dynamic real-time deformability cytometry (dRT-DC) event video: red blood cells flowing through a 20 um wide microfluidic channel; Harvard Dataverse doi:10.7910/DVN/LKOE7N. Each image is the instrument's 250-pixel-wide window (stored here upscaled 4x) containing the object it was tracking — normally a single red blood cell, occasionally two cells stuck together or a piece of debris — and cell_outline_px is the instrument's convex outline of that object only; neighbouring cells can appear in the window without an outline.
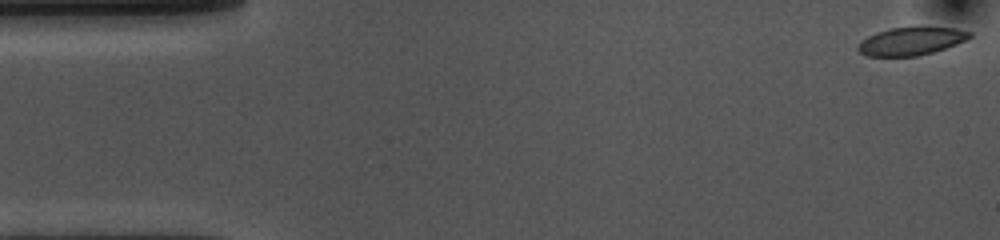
{"species": "common noctule bat (a hibernating species)", "species_latin": "Nyctalus noctula", "temperature_condition": "cold", "stored_images_in_passage": 54, "camera_frame_rate_fps": 3000, "um_per_image_px": 0.085, "animal": {"sex": "female", "body_mass_g": 10.0, "forearm_length_mm": 53.1}, "frame": {"image": 1, "passage_image": 1, "time_ms": 0.0, "image_size_px": [1000, 240], "cell_outline_px": [[972, 36], [956, 44], [932, 52], [916, 56], [868, 56], [860, 52], [856, 48], [856, 44], [860, 40], [876, 32], [888, 28], [956, 28], [972, 32]], "centroid_in_image_um": [77.38, 3.51], "position_along_channel_um": 7.6, "area_um2": 17.98}}
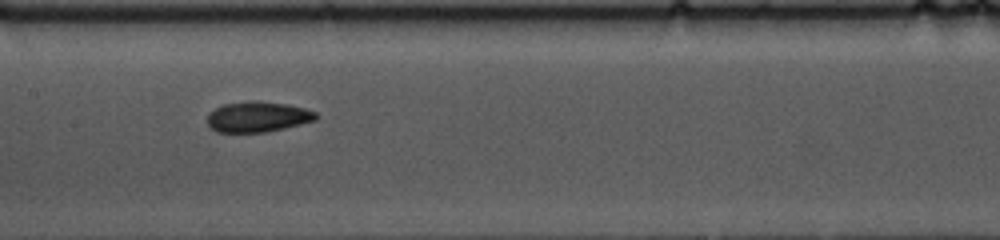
{"frame": {"image": 2, "passage_image": 25, "time_ms": 8.0, "image_size_px": [1000, 240], "cell_outline_px": [[320, 116], [316, 120], [268, 132], [216, 132], [208, 124], [208, 116], [216, 108], [224, 104], [252, 100], [256, 100], [288, 104], [304, 108], [316, 112]], "centroid_in_image_um": [21.95, 9.92], "position_along_channel_um": 185.5, "area_um2": 19.31}}
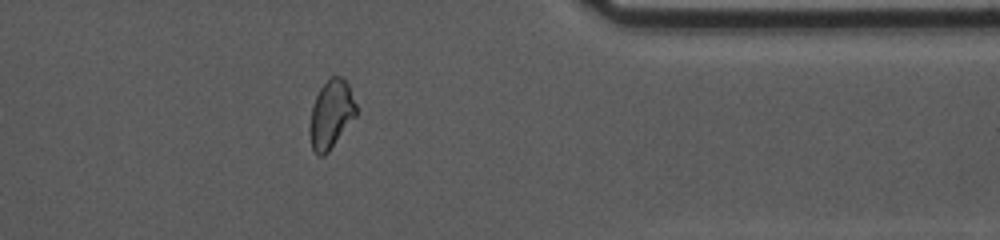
{"frame": {"image": 3, "passage_image": 43, "time_ms": 14.0, "image_size_px": [1000, 240], "cell_outline_px": [[356, 116], [328, 152], [324, 156], [320, 156], [312, 148], [308, 132], [308, 128], [312, 108], [316, 96], [320, 88], [332, 76], [344, 76], [348, 84], [356, 104]], "centroid_in_image_um": [28.13, 9.71], "position_along_channel_um": 383.3, "area_um2": 18.44}, "authors_computed_cell_mechanics": {"area_um2": 19.3919, "velocity_mm_per_s": 3.6194, "shape_relaxation_time_tau1_ms": 4.4757, "shape_relaxation_time_tau2_ms": 4.9605, "deformation_change_tau1": 0.102, "deformation_change_tau2": 0.0735}}